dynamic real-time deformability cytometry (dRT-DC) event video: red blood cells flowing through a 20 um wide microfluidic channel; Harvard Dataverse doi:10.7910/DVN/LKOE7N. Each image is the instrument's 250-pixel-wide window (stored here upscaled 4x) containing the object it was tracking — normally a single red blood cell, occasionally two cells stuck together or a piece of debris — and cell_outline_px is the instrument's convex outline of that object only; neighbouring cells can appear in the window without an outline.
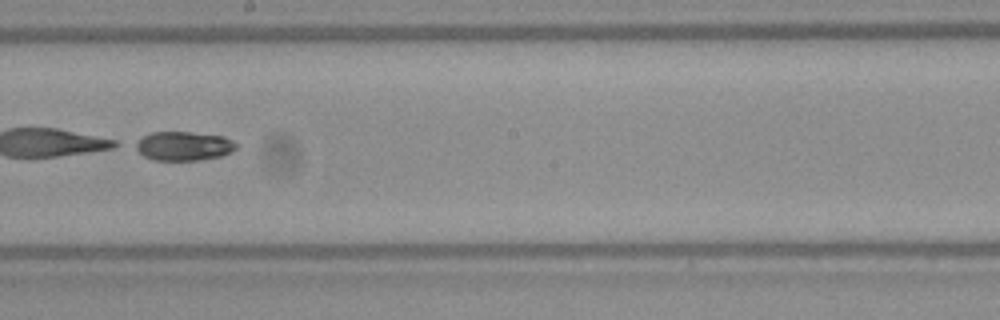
{"species": "Egyptian fruit bat (a non-hibernating species)", "species_latin": "Rousettus aegyptiacus", "temperature_condition": "warm", "stored_images_in_passage": 35, "camera_frame_rate_fps": 3000, "um_per_image_px": 0.085, "frame": {"image": 1, "passage_image": 16, "time_ms": 5.0, "image_size_px": [1000, 320], "cell_outline_px": [[236, 148], [232, 152], [220, 156], [200, 160], [152, 160], [144, 156], [132, 144], [144, 136], [152, 132], [188, 132], [224, 136], [232, 140], [236, 144]], "centroid_in_image_um": [15.6, 12.41], "position_along_channel_um": 232.6, "area_um2": 16.99}}